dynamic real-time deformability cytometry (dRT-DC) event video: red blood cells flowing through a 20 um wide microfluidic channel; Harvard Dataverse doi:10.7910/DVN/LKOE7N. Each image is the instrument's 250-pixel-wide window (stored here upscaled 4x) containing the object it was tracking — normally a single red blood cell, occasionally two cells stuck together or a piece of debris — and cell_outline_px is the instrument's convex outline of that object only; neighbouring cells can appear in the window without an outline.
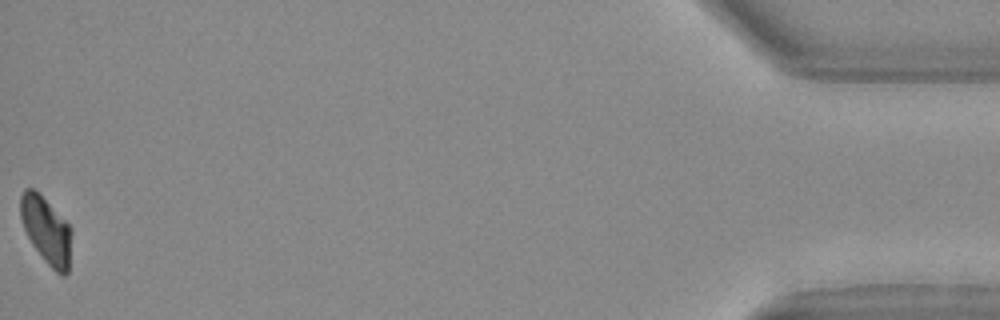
{"species": "Egyptian fruit bat (a non-hibernating species)", "species_latin": "Rousettus aegyptiacus", "temperature_condition": "warm", "stored_images_in_passage": 27, "camera_frame_rate_fps": 3000, "um_per_image_px": 0.085, "animal": {"sex": "female"}, "frame": {"image": 1, "passage_image": 27, "time_ms": 8.667, "image_size_px": [1000, 320], "cell_outline_px": [[72, 232], [68, 272], [64, 276], [60, 276], [44, 260], [32, 244], [24, 228], [20, 216], [20, 196], [24, 188], [32, 188], [72, 228]], "centroid_in_image_um": [3.94, 19.62], "position_along_channel_um": 431.3, "area_um2": 19.54}}